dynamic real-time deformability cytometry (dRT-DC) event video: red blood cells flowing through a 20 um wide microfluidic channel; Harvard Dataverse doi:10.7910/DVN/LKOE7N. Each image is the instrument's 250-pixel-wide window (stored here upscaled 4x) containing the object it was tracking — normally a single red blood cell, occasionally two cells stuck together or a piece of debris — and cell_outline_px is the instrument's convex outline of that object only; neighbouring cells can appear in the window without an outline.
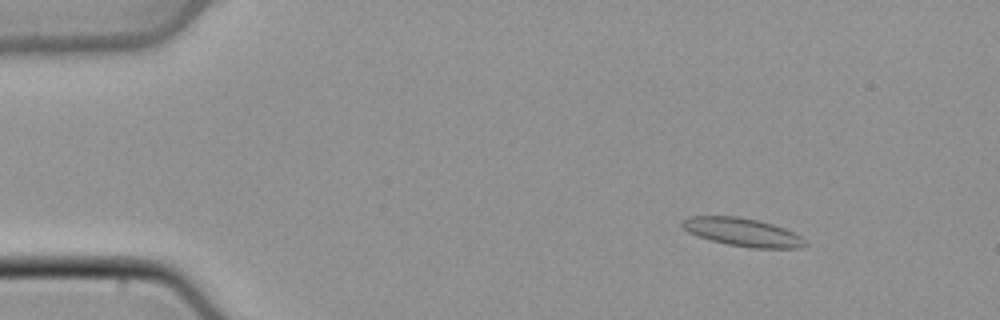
{"species": "common noctule bat (a hibernating species)", "species_latin": "Nyctalus noctula", "temperature_condition": "cold", "stored_images_in_passage": 46, "camera_frame_rate_fps": 3000, "um_per_image_px": 0.085, "animal": {"sex": "male", "body_mass_g": 21.5, "forearm_length_mm": 52.0}, "frame": {"image": 1, "passage_image": 3, "time_ms": 0.667, "image_size_px": [1000, 320], "cell_outline_px": [[808, 244], [804, 248], [752, 248], [728, 244], [712, 240], [688, 232], [680, 224], [688, 216], [736, 216], [756, 220], [772, 224], [784, 228], [800, 236]], "centroid_in_image_um": [63.13, 19.74], "position_along_channel_um": 21.9, "area_um2": 19.94}}
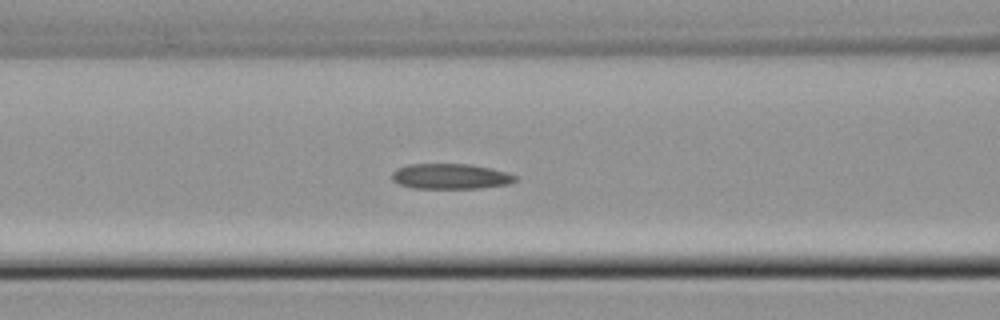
{"frame": {"image": 2, "passage_image": 17, "time_ms": 5.333, "image_size_px": [1000, 320], "cell_outline_px": [[516, 180], [508, 184], [480, 188], [412, 188], [400, 184], [392, 180], [392, 172], [396, 168], [408, 164], [468, 164], [488, 168], [504, 172], [516, 176]], "centroid_in_image_um": [38.23, 14.99], "position_along_channel_um": 128.4, "area_um2": 18.03}}
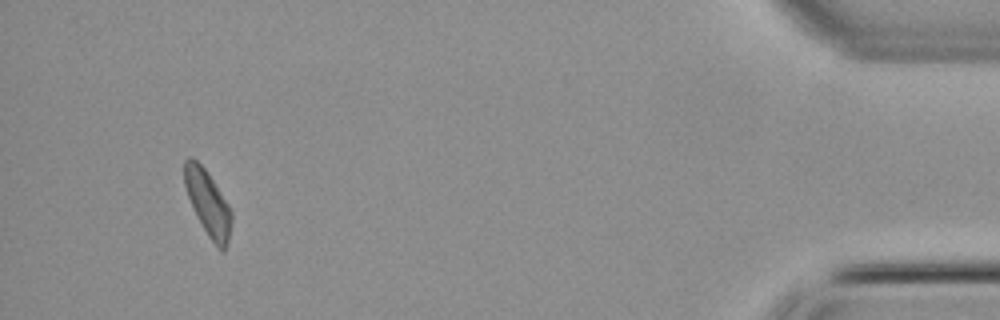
{"frame": {"image": 3, "passage_image": 43, "time_ms": 14.0, "image_size_px": [1000, 320], "cell_outline_px": [[232, 220], [228, 240], [224, 252], [220, 252], [216, 248], [208, 236], [196, 216], [188, 196], [184, 184], [184, 160], [188, 156], [192, 156], [208, 172], [228, 204], [232, 212]], "centroid_in_image_um": [17.67, 17.27], "position_along_channel_um": 417.5, "area_um2": 18.03}}